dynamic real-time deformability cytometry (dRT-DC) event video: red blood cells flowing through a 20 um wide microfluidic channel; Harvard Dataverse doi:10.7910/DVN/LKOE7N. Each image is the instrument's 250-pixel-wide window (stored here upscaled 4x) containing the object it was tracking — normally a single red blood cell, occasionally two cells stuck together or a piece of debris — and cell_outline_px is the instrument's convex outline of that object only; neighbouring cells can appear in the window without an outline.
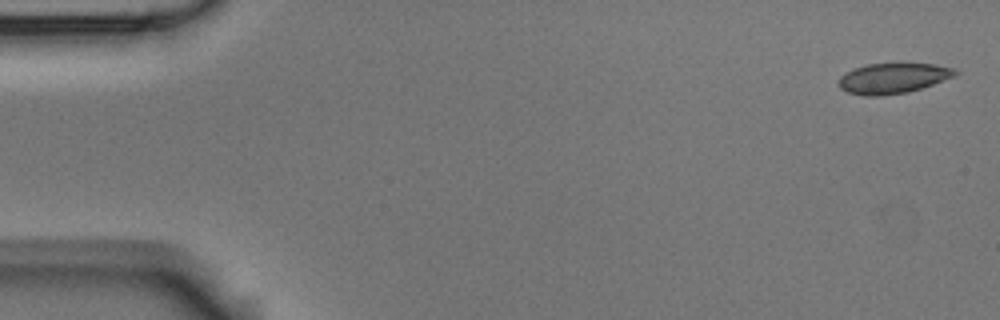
{"species": "Egyptian fruit bat (a non-hibernating species)", "species_latin": "Rousettus aegyptiacus", "temperature_condition": "room temperature", "stored_images_in_passage": 5, "camera_frame_rate_fps": 3000, "um_per_image_px": 0.085, "animal": {"sex": "male"}, "frame": {"image": 1, "passage_image": 1, "time_ms": 0.0, "image_size_px": [1000, 320], "cell_outline_px": [[960, 72], [956, 76], [908, 92], [880, 96], [864, 96], [848, 92], [840, 88], [836, 84], [840, 76], [844, 72], [852, 68], [868, 64], [900, 60], [936, 64], [956, 68]], "centroid_in_image_um": [75.91, 6.59], "position_along_channel_um": 9.1, "area_um2": 21.79}}
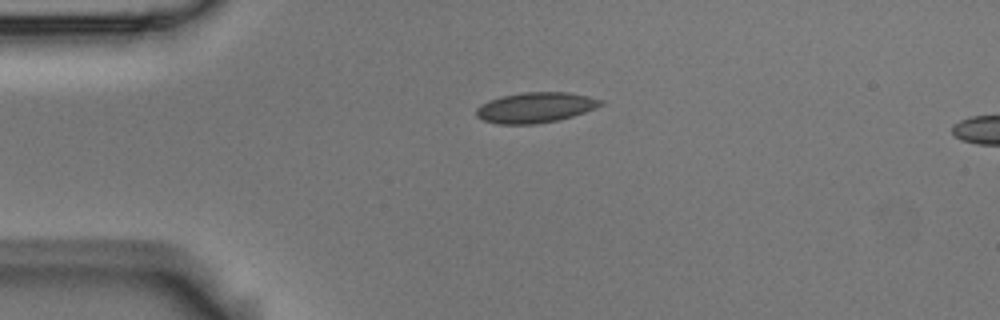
{"frame": {"image": 2, "passage_image": 4, "time_ms": 1.0, "image_size_px": [1000, 320], "cell_outline_px": [[604, 104], [596, 108], [560, 120], [536, 124], [496, 124], [484, 120], [476, 116], [476, 108], [480, 104], [488, 100], [500, 96], [524, 92], [568, 92], [588, 96], [600, 100]], "centroid_in_image_um": [45.48, 9.14], "position_along_channel_um": 39.5, "area_um2": 22.14}}